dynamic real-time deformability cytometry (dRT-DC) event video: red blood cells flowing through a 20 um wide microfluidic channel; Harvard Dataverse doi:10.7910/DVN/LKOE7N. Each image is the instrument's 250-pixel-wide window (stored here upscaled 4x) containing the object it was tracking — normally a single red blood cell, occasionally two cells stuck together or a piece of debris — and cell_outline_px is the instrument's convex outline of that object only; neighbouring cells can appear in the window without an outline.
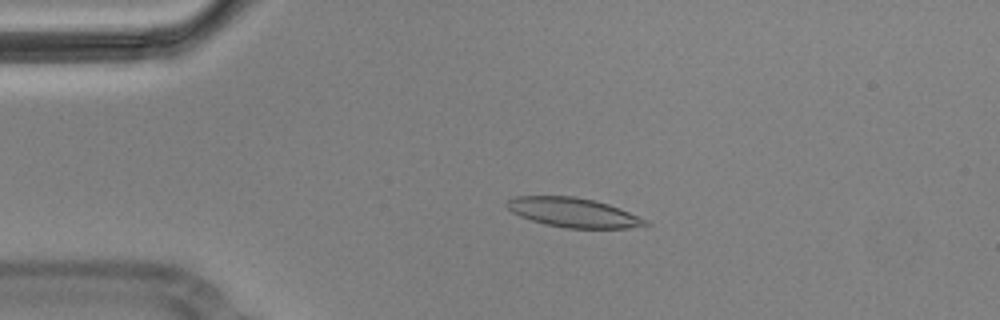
{"species": "Egyptian fruit bat (a non-hibernating species)", "species_latin": "Rousettus aegyptiacus", "temperature_condition": "cold", "stored_images_in_passage": 4, "camera_frame_rate_fps": 3000, "um_per_image_px": 0.085, "animal": {"sex": "male"}, "frame": {"image": 1, "passage_image": 3, "time_ms": 0.667, "image_size_px": [1000, 320], "cell_outline_px": [[652, 224], [628, 228], [568, 228], [544, 224], [520, 216], [512, 212], [504, 204], [508, 200], [516, 196], [576, 196], [608, 204], [620, 208], [648, 220]], "centroid_in_image_um": [48.74, 18.06], "position_along_channel_um": 36.3, "area_um2": 23.7}}